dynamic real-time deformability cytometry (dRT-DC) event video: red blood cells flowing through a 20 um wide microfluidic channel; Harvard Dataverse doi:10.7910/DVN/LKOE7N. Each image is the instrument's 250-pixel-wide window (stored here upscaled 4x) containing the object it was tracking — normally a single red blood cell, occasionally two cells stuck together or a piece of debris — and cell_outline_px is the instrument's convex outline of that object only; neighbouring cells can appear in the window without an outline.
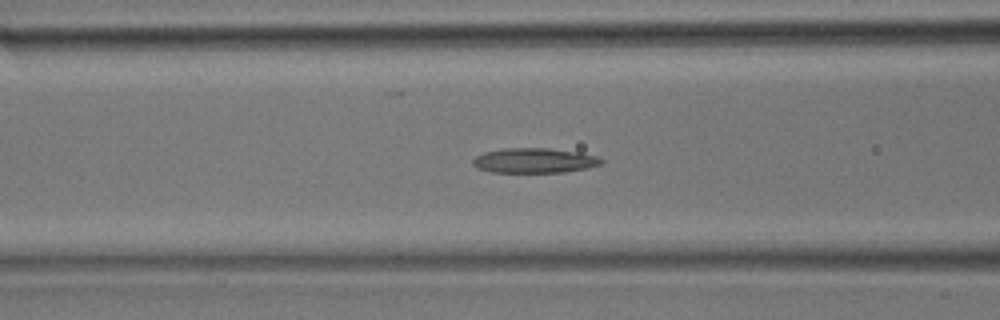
{"species": "common noctule bat (a hibernating species)", "species_latin": "Nyctalus noctula", "temperature_condition": "room temperature", "stored_images_in_passage": 34, "camera_frame_rate_fps": 3000, "um_per_image_px": 0.085, "animal": {"sex": "male", "body_mass_g": 17.9}, "frame": {"image": 1, "passage_image": 13, "time_ms": 4.0, "image_size_px": [1000, 320], "cell_outline_px": [[604, 164], [588, 168], [564, 172], [492, 172], [476, 168], [472, 164], [472, 160], [476, 156], [484, 152], [504, 148], [548, 148], [580, 152], [600, 156], [604, 160]], "centroid_in_image_um": [45.47, 13.64], "position_along_channel_um": 121.1, "area_um2": 18.9}}
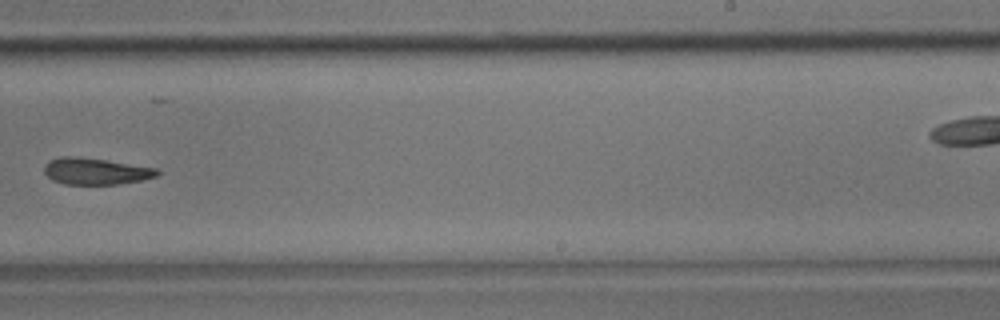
{"frame": {"image": 2, "passage_image": 21, "time_ms": 6.667, "image_size_px": [1000, 320], "cell_outline_px": [[160, 172], [156, 176], [140, 180], [116, 184], [64, 184], [52, 180], [44, 172], [44, 164], [48, 160], [60, 156], [76, 156], [104, 160], [156, 168]], "centroid_in_image_um": [8.06, 14.55], "position_along_channel_um": 280.9, "area_um2": 17.34}}
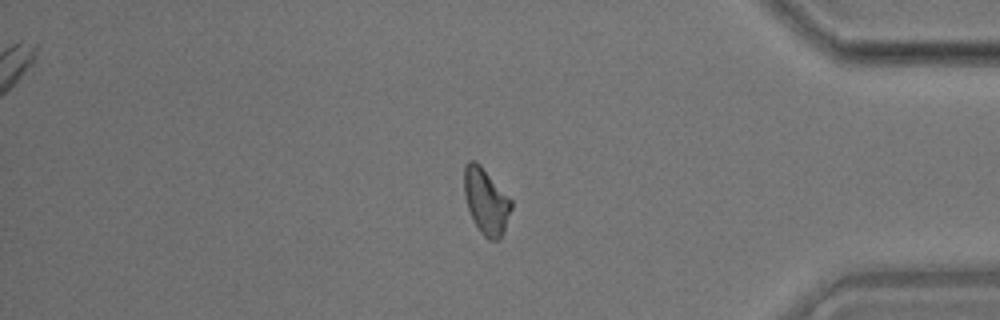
{"frame": {"image": 3, "passage_image": 28, "time_ms": 9.0, "image_size_px": [1000, 320], "cell_outline_px": [[512, 208], [504, 232], [496, 240], [488, 240], [480, 232], [472, 220], [468, 208], [464, 192], [464, 164], [468, 160], [476, 160], [480, 164], [512, 200]], "centroid_in_image_um": [41.3, 17.09], "position_along_channel_um": 393.9, "area_um2": 18.21}}